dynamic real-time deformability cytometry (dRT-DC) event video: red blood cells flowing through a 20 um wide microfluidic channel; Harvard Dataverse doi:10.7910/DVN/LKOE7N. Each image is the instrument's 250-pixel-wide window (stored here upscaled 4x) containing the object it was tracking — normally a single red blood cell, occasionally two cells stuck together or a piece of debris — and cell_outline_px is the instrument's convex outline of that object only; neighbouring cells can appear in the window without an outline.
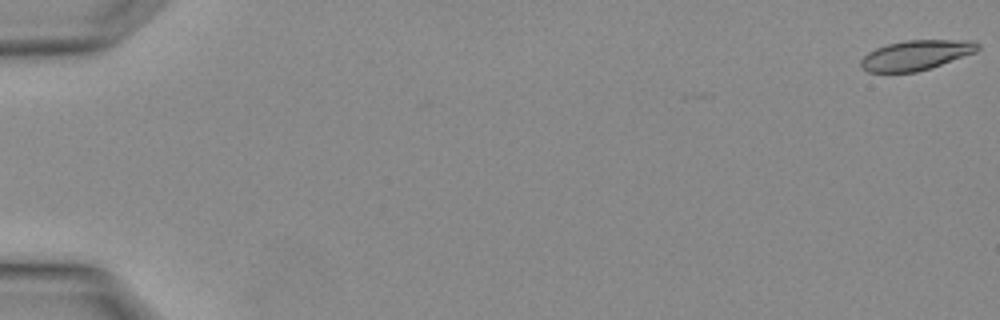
{"species": "Egyptian fruit bat (a non-hibernating species)", "species_latin": "Rousettus aegyptiacus", "temperature_condition": "warm", "stored_images_in_passage": 2, "camera_frame_rate_fps": 3000, "um_per_image_px": 0.085, "animal": {"sex": "female"}, "frame": {"image": 1, "passage_image": 2, "time_ms": 0.333, "image_size_px": [1000, 320], "cell_outline_px": [[980, 48], [976, 52], [916, 72], [868, 72], [860, 64], [860, 60], [868, 52], [876, 48], [888, 44], [908, 40], [976, 40], [980, 44]], "centroid_in_image_um": [77.88, 4.67], "position_along_channel_um": 7.1, "area_um2": 20.17}}